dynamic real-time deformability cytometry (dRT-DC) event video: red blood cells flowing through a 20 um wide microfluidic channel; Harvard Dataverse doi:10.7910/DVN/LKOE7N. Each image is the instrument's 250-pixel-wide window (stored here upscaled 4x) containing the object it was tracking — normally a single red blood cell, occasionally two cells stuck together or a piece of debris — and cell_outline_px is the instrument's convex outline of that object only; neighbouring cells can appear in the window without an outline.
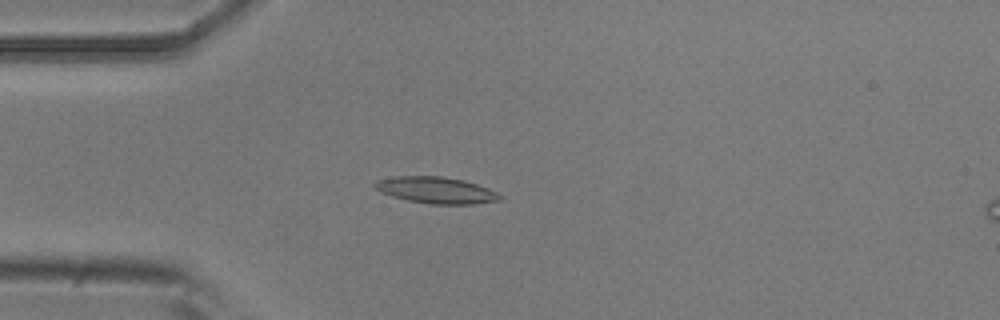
{"species": "common noctule bat (a hibernating species)", "species_latin": "Nyctalus noctula", "temperature_condition": "room temperature", "stored_images_in_passage": 5, "camera_frame_rate_fps": 3000, "um_per_image_px": 0.085, "animal": {"sex": "male", "body_mass_g": 20.5, "forearm_length_mm": 52.5}, "frame": {"image": 1, "passage_image": 4, "time_ms": 1.0, "image_size_px": [1000, 320], "cell_outline_px": [[504, 196], [500, 200], [472, 204], [432, 204], [408, 200], [392, 196], [380, 192], [372, 188], [372, 184], [376, 180], [396, 176], [440, 176], [464, 180], [488, 188]], "centroid_in_image_um": [37.03, 16.16], "position_along_channel_um": 48.0, "area_um2": 19.36}}